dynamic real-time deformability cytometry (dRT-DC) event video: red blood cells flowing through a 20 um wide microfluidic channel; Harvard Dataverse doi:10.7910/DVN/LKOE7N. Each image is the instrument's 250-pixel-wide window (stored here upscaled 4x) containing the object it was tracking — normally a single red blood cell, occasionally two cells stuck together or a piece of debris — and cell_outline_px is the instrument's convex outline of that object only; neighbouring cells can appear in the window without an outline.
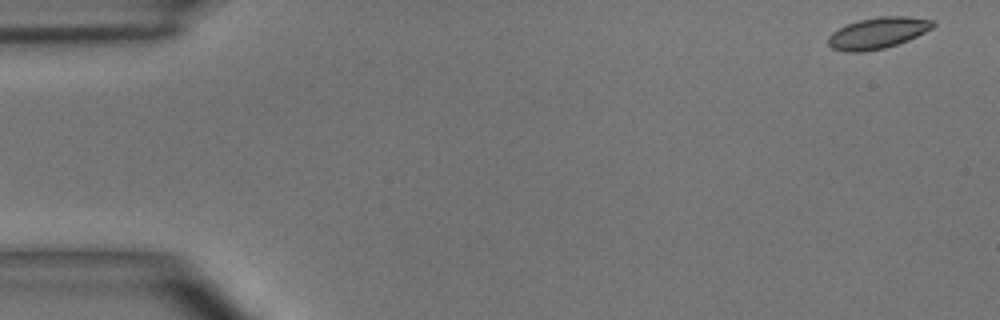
{"species": "common noctule bat (a hibernating species)", "species_latin": "Nyctalus noctula", "temperature_condition": "room temperature", "stored_images_in_passage": 15, "camera_frame_rate_fps": 3000, "um_per_image_px": 0.085, "animal": {"sex": "male", "body_mass_g": 15.6}, "frame": {"image": 1, "passage_image": 1, "time_ms": 0.0, "image_size_px": [1000, 320], "cell_outline_px": [[936, 24], [932, 28], [908, 40], [884, 48], [864, 52], [844, 52], [832, 48], [828, 44], [828, 36], [832, 32], [848, 24], [860, 20], [880, 16], [908, 16], [932, 20]], "centroid_in_image_um": [74.6, 2.81], "position_along_channel_um": 10.4, "area_um2": 18.96}}
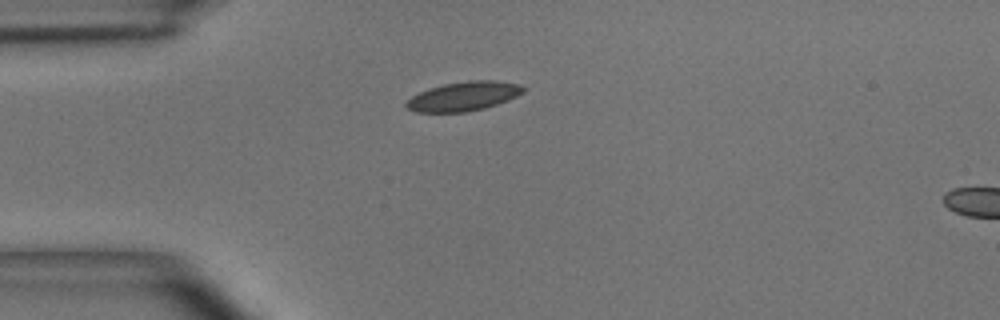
{"frame": {"image": 2, "passage_image": 12, "time_ms": 3.667, "image_size_px": [1000, 320], "cell_outline_px": [[524, 92], [508, 100], [484, 108], [464, 112], [416, 112], [408, 108], [404, 104], [412, 96], [428, 88], [444, 84], [468, 80], [492, 80], [520, 84], [524, 88]], "centroid_in_image_um": [39.4, 8.18], "position_along_channel_um": 45.6, "area_um2": 19.77}}